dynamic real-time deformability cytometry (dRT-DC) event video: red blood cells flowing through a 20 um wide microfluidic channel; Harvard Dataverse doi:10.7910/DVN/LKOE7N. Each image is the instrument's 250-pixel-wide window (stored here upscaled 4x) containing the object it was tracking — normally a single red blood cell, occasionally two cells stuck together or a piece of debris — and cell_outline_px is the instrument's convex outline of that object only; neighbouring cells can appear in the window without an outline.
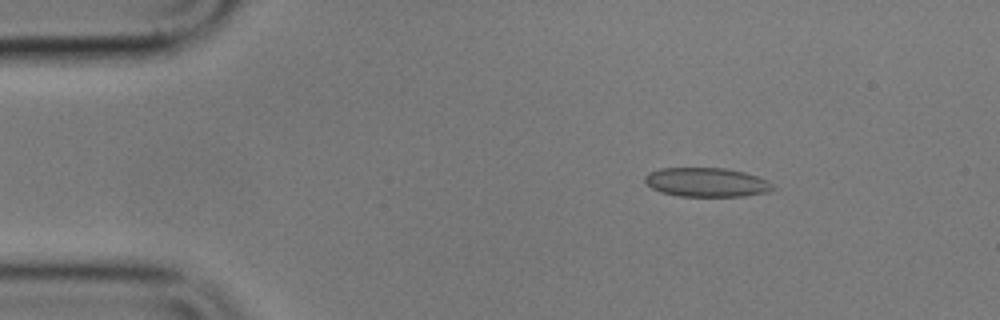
{"species": "common noctule bat (a hibernating species)", "species_latin": "Nyctalus noctula", "temperature_condition": "cold", "stored_images_in_passage": 4, "camera_frame_rate_fps": 3000, "um_per_image_px": 0.085, "animal": {"sex": "male", "body_mass_g": 17.9}, "frame": {"image": 1, "passage_image": 2, "time_ms": 2.0, "image_size_px": [1000, 320], "cell_outline_px": [[776, 188], [768, 192], [744, 196], [680, 196], [660, 192], [652, 188], [644, 180], [644, 176], [648, 172], [660, 168], [724, 168], [744, 172], [768, 180], [776, 184]], "centroid_in_image_um": [60.09, 15.49], "position_along_channel_um": 24.9, "area_um2": 21.85}}